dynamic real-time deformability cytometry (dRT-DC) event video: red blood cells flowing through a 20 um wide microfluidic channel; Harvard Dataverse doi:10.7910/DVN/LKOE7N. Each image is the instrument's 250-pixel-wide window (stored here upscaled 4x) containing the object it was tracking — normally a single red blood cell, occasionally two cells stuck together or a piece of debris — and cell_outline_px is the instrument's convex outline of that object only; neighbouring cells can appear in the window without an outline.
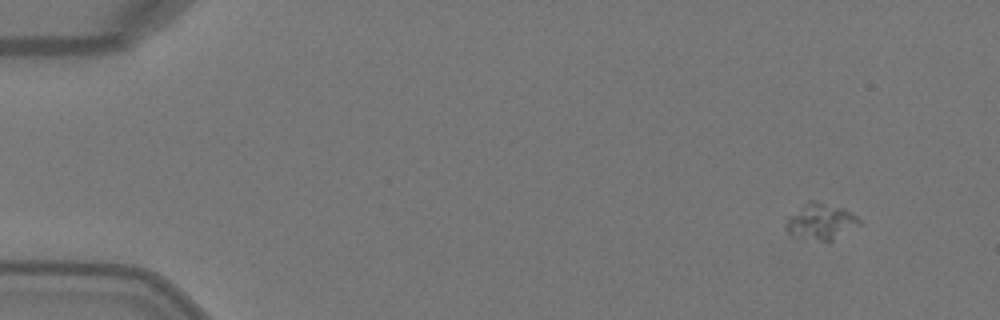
{"species": "Egyptian fruit bat (a non-hibernating species)", "species_latin": "Rousettus aegyptiacus", "temperature_condition": "warm", "stored_images_in_passage": 3, "camera_frame_rate_fps": 3000, "um_per_image_px": 0.085, "animal": {"sex": "female"}, "frame": {"image": 1, "passage_image": 1, "time_ms": 0.0, "image_size_px": [1000, 320], "cell_outline_px": [[860, 224], [828, 244], [792, 236], [784, 228], [784, 224], [788, 216], [808, 200], [816, 200], [844, 208], [852, 212], [860, 220]], "centroid_in_image_um": [69.74, 18.86], "position_along_channel_um": 15.3, "area_um2": 16.07}}
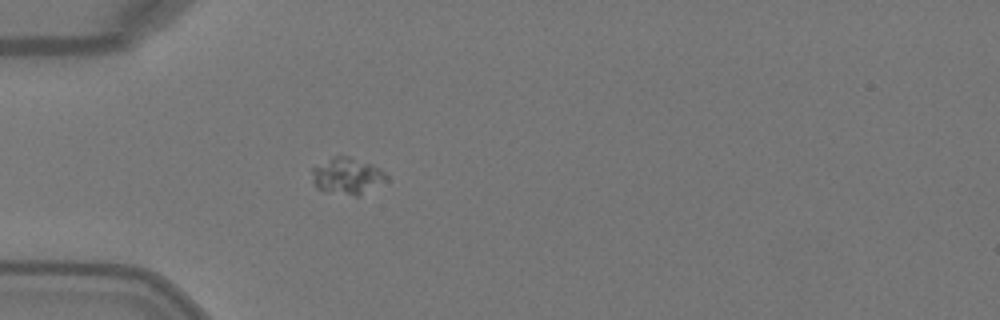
{"frame": {"image": 2, "passage_image": 3, "time_ms": 0.667, "image_size_px": [1000, 320], "cell_outline_px": [[388, 180], [360, 196], [356, 196], [316, 188], [312, 180], [312, 168], [336, 156], [348, 156], [372, 164], [380, 168], [388, 176]], "centroid_in_image_um": [29.56, 14.96], "position_along_channel_um": 55.4, "area_um2": 15.61}}